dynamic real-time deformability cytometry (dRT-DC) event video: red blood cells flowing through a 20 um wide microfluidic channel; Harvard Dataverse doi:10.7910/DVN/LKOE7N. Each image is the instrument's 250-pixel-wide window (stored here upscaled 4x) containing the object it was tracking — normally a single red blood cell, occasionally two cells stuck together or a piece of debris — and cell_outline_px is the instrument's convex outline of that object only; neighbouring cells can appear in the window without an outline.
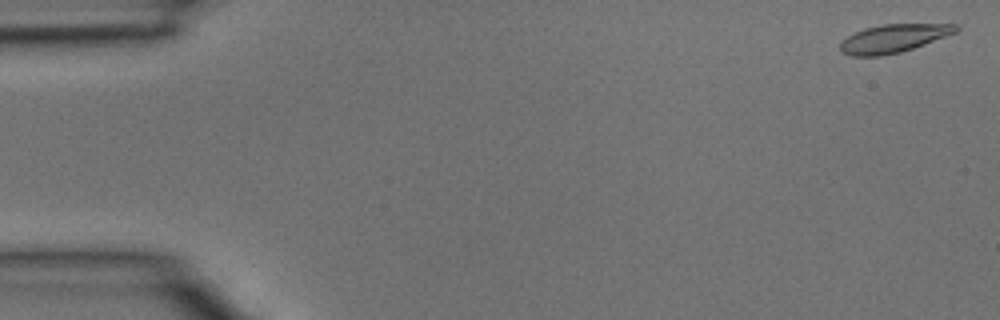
{"species": "common noctule bat (a hibernating species)", "species_latin": "Nyctalus noctula", "temperature_condition": "room temperature", "stored_images_in_passage": 7, "camera_frame_rate_fps": 3000, "um_per_image_px": 0.085, "animal": {"sex": "male", "body_mass_g": 15.6}, "frame": {"image": 1, "passage_image": 1, "time_ms": 0.0, "image_size_px": [1000, 320], "cell_outline_px": [[960, 28], [956, 32], [924, 44], [900, 52], [880, 56], [852, 56], [840, 52], [840, 40], [864, 28], [884, 24], [956, 24]], "centroid_in_image_um": [75.9, 3.27], "position_along_channel_um": 9.1, "area_um2": 18.9}}